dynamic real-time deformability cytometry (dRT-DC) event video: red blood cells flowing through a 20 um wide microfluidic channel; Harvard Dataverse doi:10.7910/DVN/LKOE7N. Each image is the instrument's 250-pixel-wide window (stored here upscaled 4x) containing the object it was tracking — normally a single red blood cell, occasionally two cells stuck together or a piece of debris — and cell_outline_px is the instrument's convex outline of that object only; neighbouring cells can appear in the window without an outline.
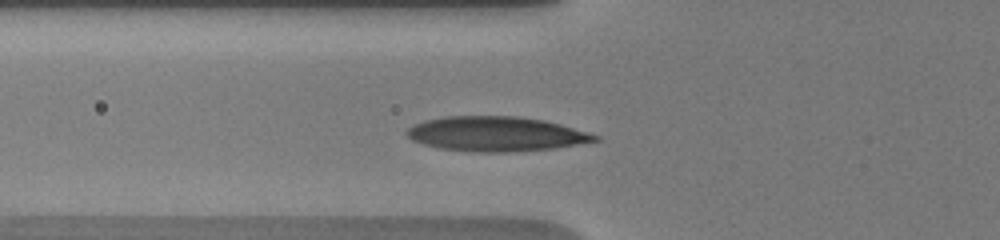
{"species": "human", "species_latin": "Homo sapiens", "temperature_condition": "warm", "stored_images_in_passage": 7, "camera_frame_rate_fps": 3000, "um_per_image_px": 0.085, "donor": {"sex": "male"}, "frame": {"image": 1, "passage_image": 6, "time_ms": 2.667, "image_size_px": [1000, 240], "cell_outline_px": [[600, 140], [556, 148], [508, 152], [472, 152], [436, 148], [412, 140], [404, 132], [408, 128], [424, 120], [444, 116], [516, 116], [544, 120], [560, 124], [588, 132], [600, 136]], "centroid_in_image_um": [42.15, 11.39], "position_along_channel_um": 83.6, "area_um2": 38.21}}